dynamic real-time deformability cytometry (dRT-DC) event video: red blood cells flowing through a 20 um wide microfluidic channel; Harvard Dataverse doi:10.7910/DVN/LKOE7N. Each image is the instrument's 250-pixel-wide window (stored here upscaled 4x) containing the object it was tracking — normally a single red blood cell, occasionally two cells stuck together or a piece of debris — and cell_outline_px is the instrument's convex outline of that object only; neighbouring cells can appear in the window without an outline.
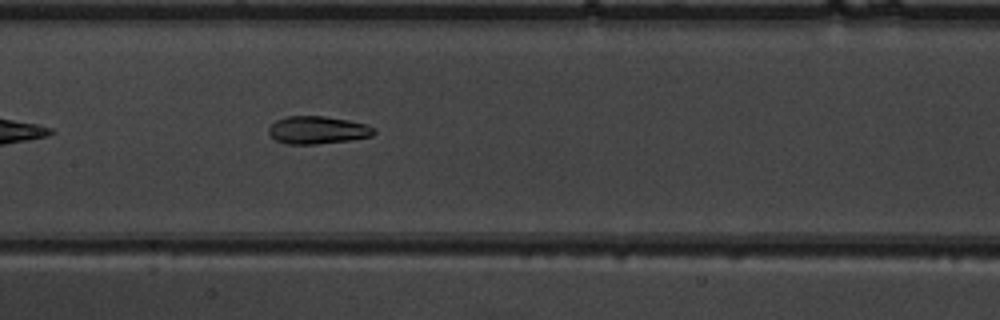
{"species": "common noctule bat (a hibernating species)", "species_latin": "Nyctalus noctula", "temperature_condition": "warm", "stored_images_in_passage": 31, "camera_frame_rate_fps": 3000, "um_per_image_px": 0.085, "animal": {"sex": "male", "body_mass_g": 19.5, "forearm_length_mm": 54.6}, "frame": {"image": 1, "passage_image": 9, "time_ms": 2.667, "image_size_px": [1000, 320], "cell_outline_px": [[376, 132], [372, 136], [348, 140], [316, 144], [288, 144], [276, 140], [268, 132], [268, 128], [276, 120], [288, 116], [324, 116], [348, 120], [368, 124], [376, 128]], "centroid_in_image_um": [27.02, 11.05], "position_along_channel_um": 180.4, "area_um2": 16.99}}
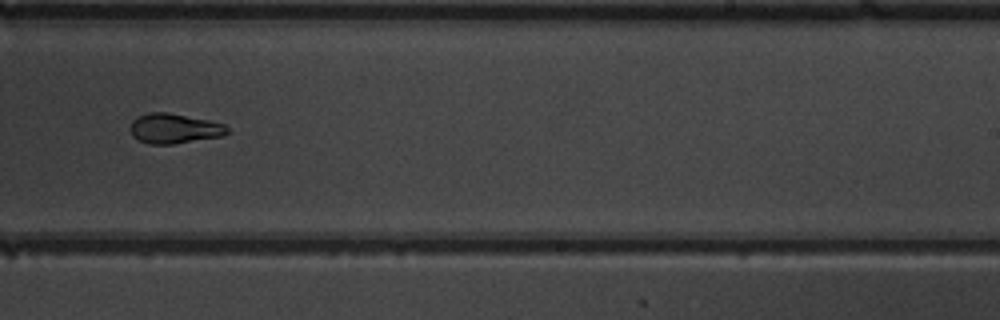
{"frame": {"image": 2, "passage_image": 16, "time_ms": 5.0, "image_size_px": [1000, 320], "cell_outline_px": [[228, 132], [224, 136], [172, 144], [148, 144], [136, 140], [132, 136], [128, 128], [132, 120], [148, 112], [168, 112], [208, 120], [224, 124], [228, 128]], "centroid_in_image_um": [14.76, 10.93], "position_along_channel_um": 274.2, "area_um2": 17.11}}
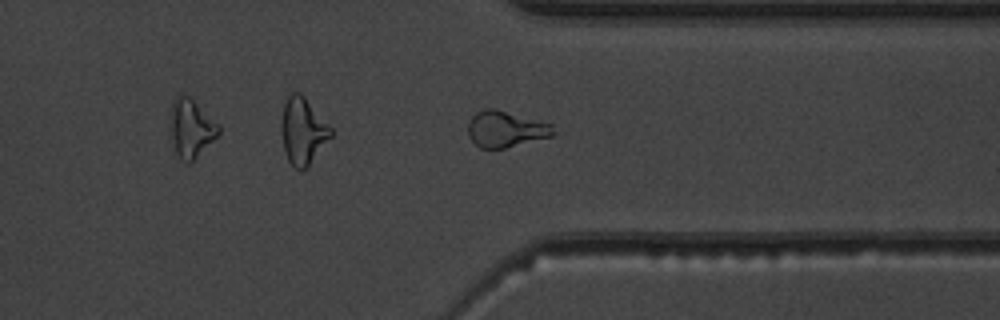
{"frame": {"image": 3, "passage_image": 23, "time_ms": 7.333, "image_size_px": [1000, 320], "cell_outline_px": [[556, 132], [552, 136], [504, 148], [480, 148], [468, 136], [468, 120], [476, 112], [484, 108], [496, 108], [552, 124]], "centroid_in_image_um": [42.97, 10.95], "position_along_channel_um": 368.4, "area_um2": 18.03}, "authors_computed_cell_mechanics": {"area_um2": 17.1666, "velocity_mm_per_s": 4.0337, "shape_relaxation_time_tau1_ms": 9.3478, "shape_relaxation_time_tau2_ms": 3.1646, "deformation_change_tau1": 0.2434, "deformation_change_tau2": 0.0771}}